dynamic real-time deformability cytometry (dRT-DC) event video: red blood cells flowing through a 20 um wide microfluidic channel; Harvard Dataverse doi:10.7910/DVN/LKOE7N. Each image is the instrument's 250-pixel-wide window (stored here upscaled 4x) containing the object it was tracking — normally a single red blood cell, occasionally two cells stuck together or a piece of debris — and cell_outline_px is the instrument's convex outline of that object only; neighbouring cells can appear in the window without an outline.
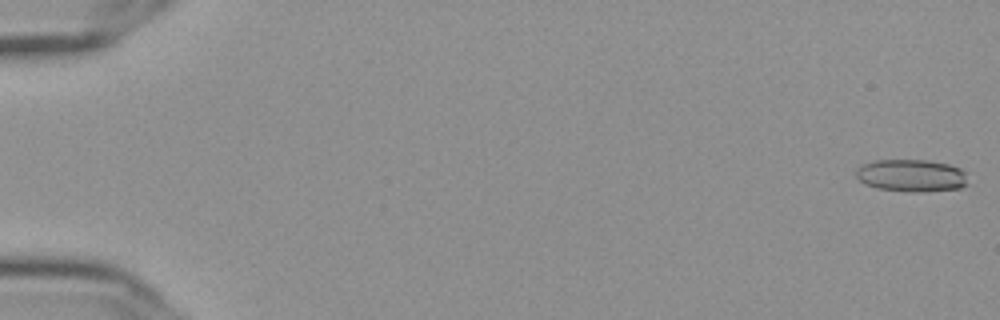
{"species": "Egyptian fruit bat (a non-hibernating species)", "species_latin": "Rousettus aegyptiacus", "temperature_condition": "cold", "stored_images_in_passage": 57, "camera_frame_rate_fps": 3000, "um_per_image_px": 0.085, "frame": {"image": 1, "passage_image": 1, "time_ms": 0.0, "image_size_px": [1000, 320], "cell_outline_px": [[968, 184], [960, 188], [920, 192], [912, 192], [876, 188], [864, 184], [856, 176], [856, 168], [864, 164], [876, 160], [928, 160], [948, 164], [960, 168], [964, 172]], "centroid_in_image_um": [77.46, 14.92], "position_along_channel_um": 7.5, "area_um2": 21.1}}
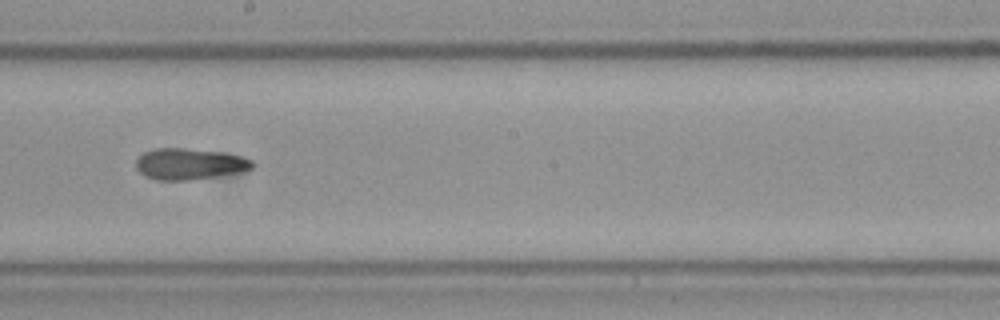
{"frame": {"image": 2, "passage_image": 33, "time_ms": 10.667, "image_size_px": [1000, 320], "cell_outline_px": [[256, 164], [252, 168], [244, 172], [188, 180], [156, 180], [140, 172], [136, 168], [136, 160], [144, 152], [152, 148], [184, 148], [220, 152], [240, 156], [252, 160]], "centroid_in_image_um": [16.13, 13.93], "position_along_channel_um": 232.1, "area_um2": 21.15}}
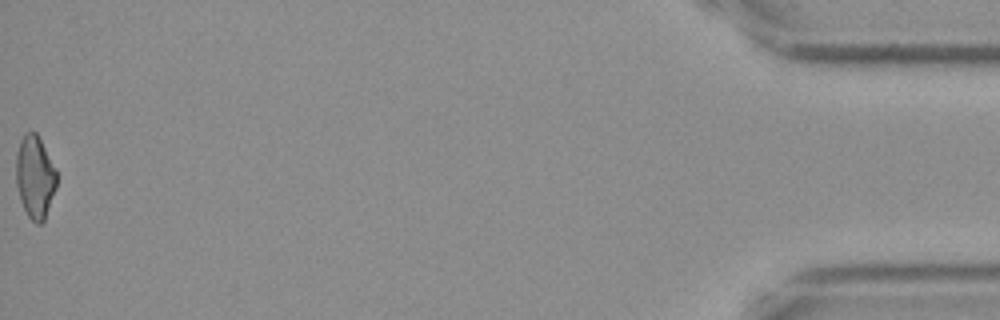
{"frame": {"image": 3, "passage_image": 57, "time_ms": 18.667, "image_size_px": [1000, 320], "cell_outline_px": [[56, 188], [44, 220], [40, 224], [36, 224], [28, 216], [20, 200], [16, 184], [16, 152], [20, 140], [24, 132], [36, 132], [56, 168]], "centroid_in_image_um": [2.96, 15.02], "position_along_channel_um": 432.2, "area_um2": 19.59}, "authors_computed_cell_mechanics": {"area_um2": 20.8658, "velocity_mm_per_s": 3.6517, "shape_relaxation_time_tau1_ms": null, "shape_relaxation_time_tau2_ms": 3.6495, "deformation_change_tau1": null, "deformation_change_tau2": 0.1177}}